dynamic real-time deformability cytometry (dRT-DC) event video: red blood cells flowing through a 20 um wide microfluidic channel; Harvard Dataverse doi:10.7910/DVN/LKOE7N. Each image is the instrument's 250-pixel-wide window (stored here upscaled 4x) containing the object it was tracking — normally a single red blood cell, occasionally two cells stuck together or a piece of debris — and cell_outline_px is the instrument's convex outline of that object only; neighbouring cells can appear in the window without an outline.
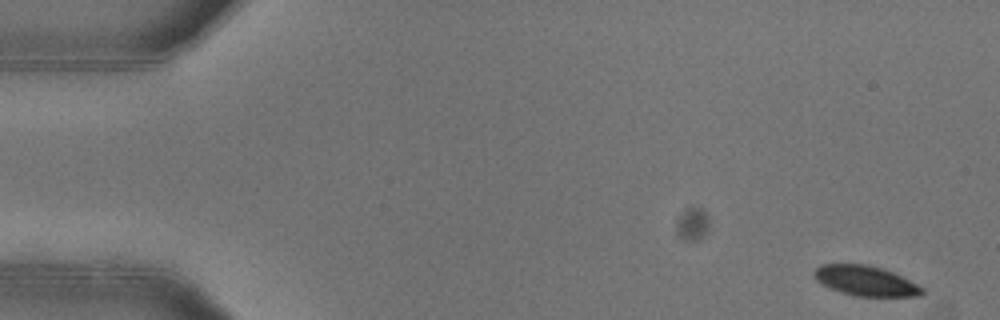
{"species": "common noctule bat (a hibernating species)", "species_latin": "Nyctalus noctula", "temperature_condition": "warm", "stored_images_in_passage": 11, "camera_frame_rate_fps": 3000, "um_per_image_px": 0.085, "animal": {"sex": "female"}, "frame": {"image": 1, "passage_image": 1, "time_ms": 0.0, "image_size_px": [1000, 320], "cell_outline_px": [[924, 292], [920, 296], [856, 296], [840, 292], [816, 280], [812, 276], [812, 272], [816, 268], [824, 264], [868, 264], [892, 272], [924, 288]], "centroid_in_image_um": [73.55, 23.87], "position_along_channel_um": 11.4, "area_um2": 18.67}}